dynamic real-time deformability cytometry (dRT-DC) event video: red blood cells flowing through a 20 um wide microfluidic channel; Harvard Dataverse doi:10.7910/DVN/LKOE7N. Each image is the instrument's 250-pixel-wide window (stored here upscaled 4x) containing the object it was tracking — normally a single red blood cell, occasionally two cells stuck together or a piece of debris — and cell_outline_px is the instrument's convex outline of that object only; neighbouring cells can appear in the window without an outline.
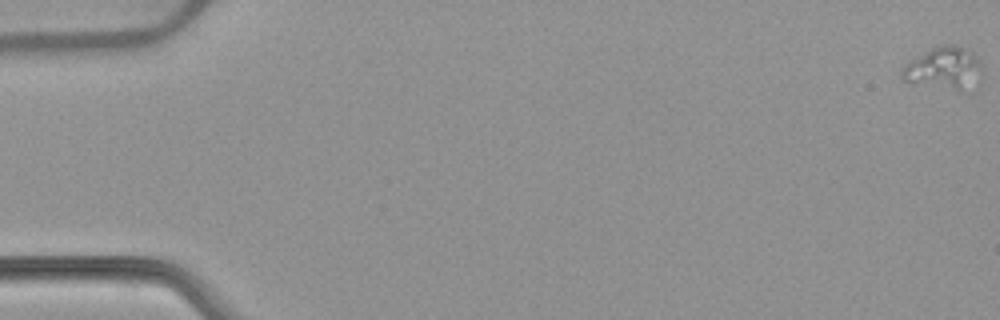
{"species": "common noctule bat (a hibernating species)", "species_latin": "Nyctalus noctula", "temperature_condition": "warm", "stored_images_in_passage": 55, "camera_frame_rate_fps": 3000, "um_per_image_px": 0.085, "animal": {"sex": "female", "body_mass_g": 22.7, "forearm_length_mm": 54.2}, "frame": {"image": 1, "passage_image": 1, "time_ms": 0.0, "image_size_px": [1000, 320], "cell_outline_px": [[980, 76], [960, 92], [908, 84], [900, 80], [900, 68], [908, 60], [932, 48], [944, 44], [952, 44], [972, 52], [976, 56], [980, 64]], "centroid_in_image_um": [80.08, 5.83], "position_along_channel_um": 4.9, "area_um2": 20.11}}
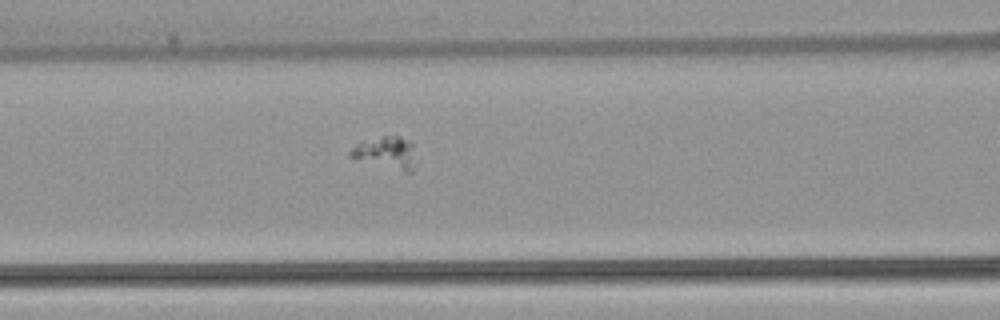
{"frame": {"image": 2, "passage_image": 24, "time_ms": 7.667, "image_size_px": [1000, 320], "cell_outline_px": [[412, 172], [404, 172], [348, 156], [348, 152], [356, 144], [384, 136], [400, 136], [412, 140]], "centroid_in_image_um": [32.81, 12.96], "position_along_channel_um": 133.8, "area_um2": 11.73}}
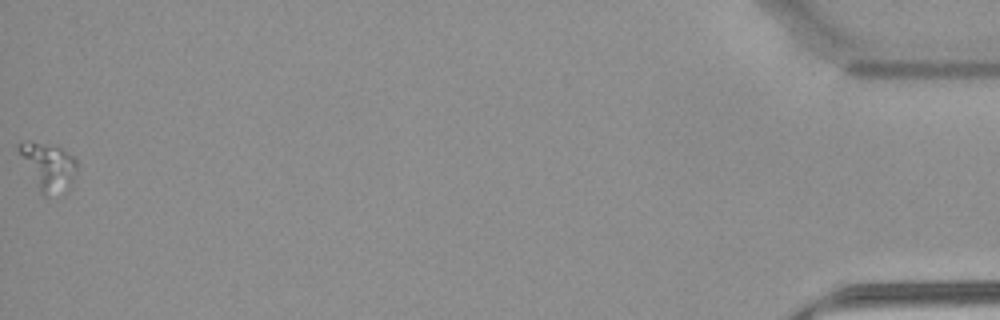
{"frame": {"image": 3, "passage_image": 55, "time_ms": 18.0, "image_size_px": [1000, 320], "cell_outline_px": [[76, 168], [72, 180], [68, 188], [44, 196], [40, 192], [16, 148], [16, 144], [28, 140], [60, 148], [72, 156], [76, 160]], "centroid_in_image_um": [4.05, 14.11], "position_along_channel_um": 431.1, "area_um2": 15.37}}